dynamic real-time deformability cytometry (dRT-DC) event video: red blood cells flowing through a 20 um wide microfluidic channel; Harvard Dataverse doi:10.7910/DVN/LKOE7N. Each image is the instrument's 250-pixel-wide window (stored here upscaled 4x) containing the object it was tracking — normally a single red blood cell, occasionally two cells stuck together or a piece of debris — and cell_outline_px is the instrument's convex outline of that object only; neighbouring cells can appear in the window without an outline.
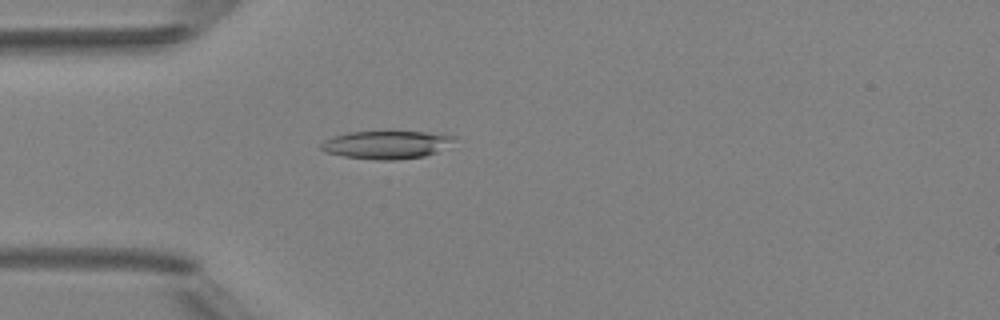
{"species": "Egyptian fruit bat (a non-hibernating species)", "species_latin": "Rousettus aegyptiacus", "temperature_condition": "room temperature", "stored_images_in_passage": 5, "camera_frame_rate_fps": 3000, "um_per_image_px": 0.085, "animal": {"sex": "female"}, "frame": {"image": 1, "passage_image": 5, "time_ms": 4.333, "image_size_px": [1000, 320], "cell_outline_px": [[456, 136], [452, 140], [436, 152], [424, 156], [392, 160], [376, 160], [344, 156], [324, 152], [320, 148], [320, 144], [324, 140], [348, 132], [424, 132]], "centroid_in_image_um": [32.76, 12.31], "position_along_channel_um": 52.2, "area_um2": 21.21}}